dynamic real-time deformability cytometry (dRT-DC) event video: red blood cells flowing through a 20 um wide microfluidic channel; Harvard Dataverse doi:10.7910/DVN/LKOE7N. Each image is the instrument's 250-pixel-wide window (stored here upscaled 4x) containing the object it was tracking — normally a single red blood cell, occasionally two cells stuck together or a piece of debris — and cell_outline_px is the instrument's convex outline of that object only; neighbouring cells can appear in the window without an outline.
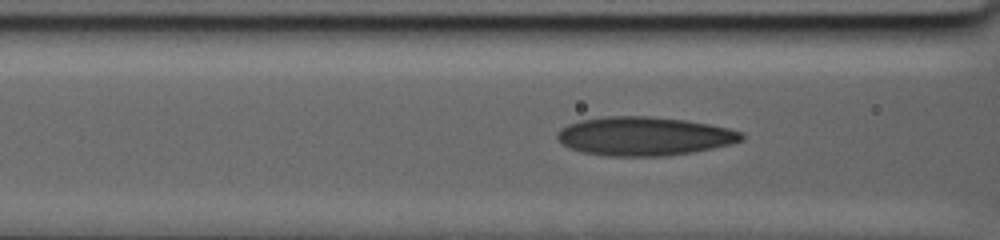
{"species": "human", "species_latin": "Homo sapiens", "temperature_condition": "warm", "stored_images_in_passage": 71, "camera_frame_rate_fps": 3000, "um_per_image_px": 0.085, "donor": {"sex": "male"}, "frame": {"image": 1, "passage_image": 33, "time_ms": 10.667, "image_size_px": [1000, 240], "cell_outline_px": [[744, 140], [732, 144], [692, 152], [664, 156], [608, 156], [584, 152], [572, 148], [564, 144], [556, 136], [556, 132], [560, 128], [568, 124], [580, 120], [604, 116], [648, 116], [684, 120], [708, 124], [728, 128], [744, 132]], "centroid_in_image_um": [54.77, 11.57], "position_along_channel_um": 111.8, "area_um2": 41.56}}
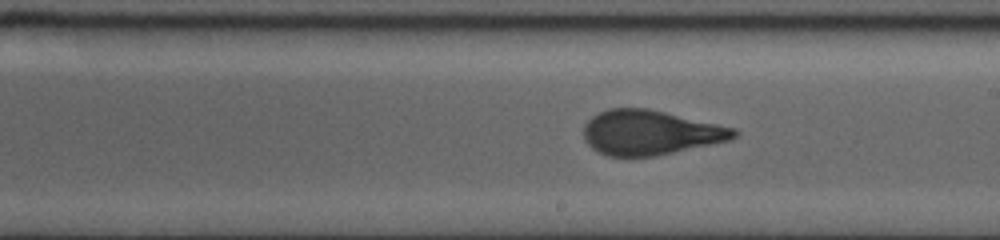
{"frame": {"image": 2, "passage_image": 48, "time_ms": 15.667, "image_size_px": [1000, 240], "cell_outline_px": [[740, 132], [732, 140], [652, 156], [608, 156], [592, 148], [584, 140], [584, 124], [592, 116], [608, 108], [648, 108], [736, 128]], "centroid_in_image_um": [55.28, 11.26], "position_along_channel_um": 233.7, "area_um2": 39.02}}
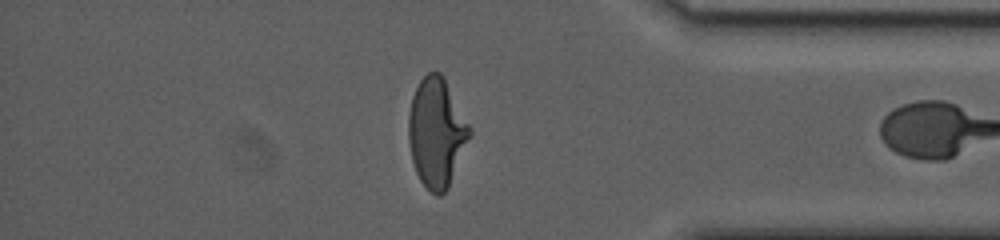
{"frame": {"image": 3, "passage_image": 70, "time_ms": 23.0, "image_size_px": [1000, 240], "cell_outline_px": [[472, 132], [448, 188], [440, 196], [436, 196], [420, 180], [416, 172], [412, 160], [408, 140], [408, 116], [412, 96], [420, 80], [428, 72], [440, 72], [444, 76], [472, 128]], "centroid_in_image_um": [37.11, 11.24], "position_along_channel_um": 398.1, "area_um2": 38.9}}